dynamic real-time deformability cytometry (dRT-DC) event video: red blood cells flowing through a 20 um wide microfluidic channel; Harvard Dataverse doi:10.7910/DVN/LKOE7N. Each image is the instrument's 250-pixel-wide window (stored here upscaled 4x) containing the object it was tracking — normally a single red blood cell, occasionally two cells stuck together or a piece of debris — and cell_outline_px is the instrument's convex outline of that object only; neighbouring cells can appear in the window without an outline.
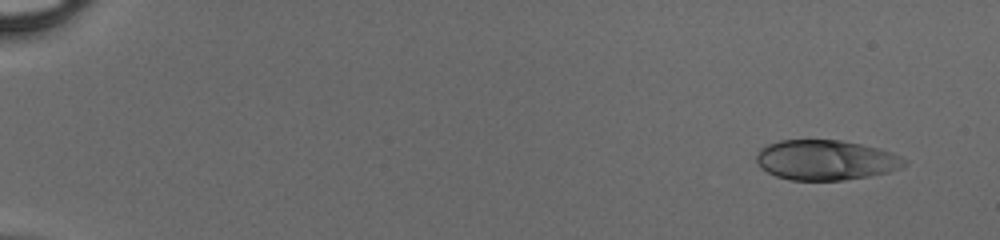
{"species": "human", "species_latin": "Homo sapiens", "temperature_condition": "cold", "stored_images_in_passage": 43, "camera_frame_rate_fps": 3000, "um_per_image_px": 0.085, "donor": {"sex": "male"}, "frame": {"image": 1, "passage_image": 1, "time_ms": 0.0, "image_size_px": [1000, 240], "cell_outline_px": [[908, 164], [904, 168], [888, 172], [868, 176], [844, 180], [788, 180], [776, 176], [760, 168], [756, 164], [756, 156], [760, 148], [768, 144], [780, 140], [840, 140], [860, 144], [892, 152], [908, 160]], "centroid_in_image_um": [70.19, 13.61], "position_along_channel_um": 14.8, "area_um2": 34.8}}
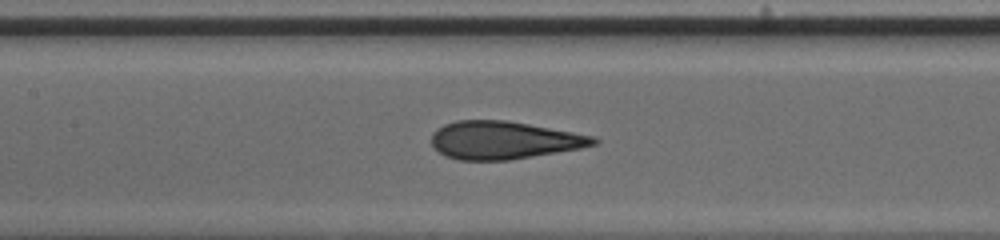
{"frame": {"image": 2, "passage_image": 23, "time_ms": 7.333, "image_size_px": [1000, 240], "cell_outline_px": [[600, 140], [596, 144], [580, 148], [508, 160], [460, 160], [444, 156], [432, 144], [432, 132], [436, 128], [444, 124], [456, 120], [508, 120], [596, 136]], "centroid_in_image_um": [42.82, 11.9], "position_along_channel_um": 164.6, "area_um2": 35.78}}
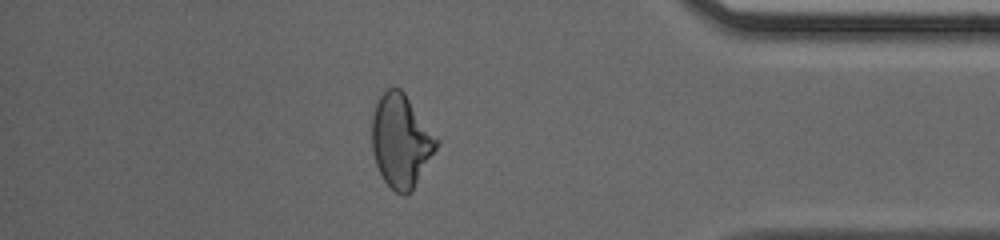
{"frame": {"image": 3, "passage_image": 41, "time_ms": 13.333, "image_size_px": [1000, 240], "cell_outline_px": [[440, 140], [436, 148], [412, 192], [404, 196], [396, 192], [384, 180], [376, 164], [372, 148], [372, 116], [376, 104], [380, 96], [388, 88], [400, 88], [404, 92]], "centroid_in_image_um": [34.09, 11.98], "position_along_channel_um": 401.1, "area_um2": 34.85}}